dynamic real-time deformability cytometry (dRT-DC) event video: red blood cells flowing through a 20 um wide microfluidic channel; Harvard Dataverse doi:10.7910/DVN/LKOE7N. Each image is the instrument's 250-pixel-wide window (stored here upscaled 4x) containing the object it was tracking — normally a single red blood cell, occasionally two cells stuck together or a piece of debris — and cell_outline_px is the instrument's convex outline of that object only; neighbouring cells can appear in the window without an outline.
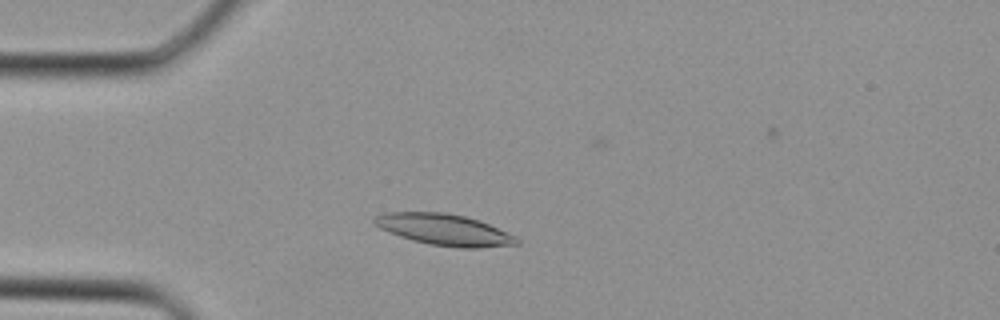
{"species": "Egyptian fruit bat (a non-hibernating species)", "species_latin": "Rousettus aegyptiacus", "temperature_condition": "cold", "stored_images_in_passage": 32, "camera_frame_rate_fps": 3000, "um_per_image_px": 0.085, "animal": {"sex": "female"}, "frame": {"image": 1, "passage_image": 6, "time_ms": 1.667, "image_size_px": [1000, 320], "cell_outline_px": [[520, 244], [480, 248], [460, 248], [432, 244], [412, 240], [400, 236], [380, 228], [372, 220], [376, 216], [384, 212], [444, 212], [464, 216], [480, 220], [516, 236], [520, 240]], "centroid_in_image_um": [37.8, 19.52], "position_along_channel_um": 47.2, "area_um2": 25.89}}
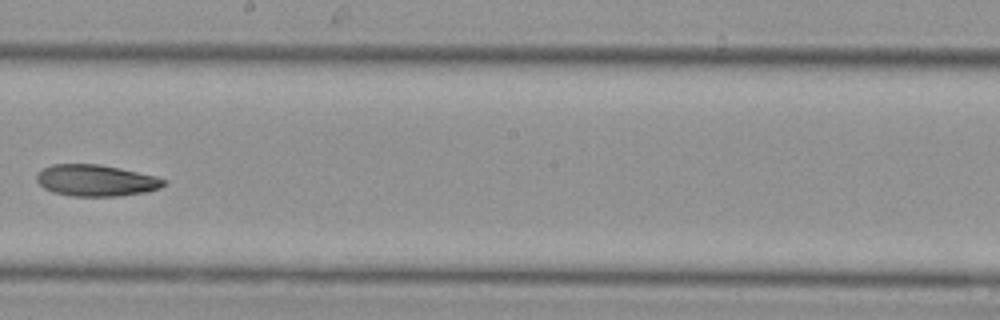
{"frame": {"image": 2, "passage_image": 17, "time_ms": 5.333, "image_size_px": [1000, 320], "cell_outline_px": [[164, 184], [160, 188], [144, 192], [120, 196], [72, 196], [52, 192], [44, 188], [36, 180], [36, 172], [52, 164], [100, 164], [120, 168], [156, 176], [164, 180]], "centroid_in_image_um": [8.11, 15.33], "position_along_channel_um": 240.1, "area_um2": 23.29}}
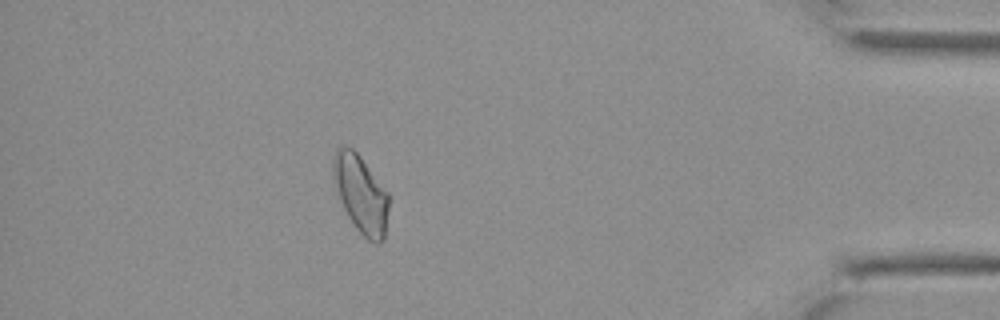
{"frame": {"image": 3, "passage_image": 28, "time_ms": 9.0, "image_size_px": [1000, 320], "cell_outline_px": [[388, 208], [384, 240], [380, 244], [376, 244], [368, 240], [356, 228], [348, 216], [340, 200], [332, 176], [332, 160], [336, 148], [344, 144], [352, 148], [360, 156], [388, 192]], "centroid_in_image_um": [30.65, 16.47], "position_along_channel_um": 404.5, "area_um2": 25.2}}